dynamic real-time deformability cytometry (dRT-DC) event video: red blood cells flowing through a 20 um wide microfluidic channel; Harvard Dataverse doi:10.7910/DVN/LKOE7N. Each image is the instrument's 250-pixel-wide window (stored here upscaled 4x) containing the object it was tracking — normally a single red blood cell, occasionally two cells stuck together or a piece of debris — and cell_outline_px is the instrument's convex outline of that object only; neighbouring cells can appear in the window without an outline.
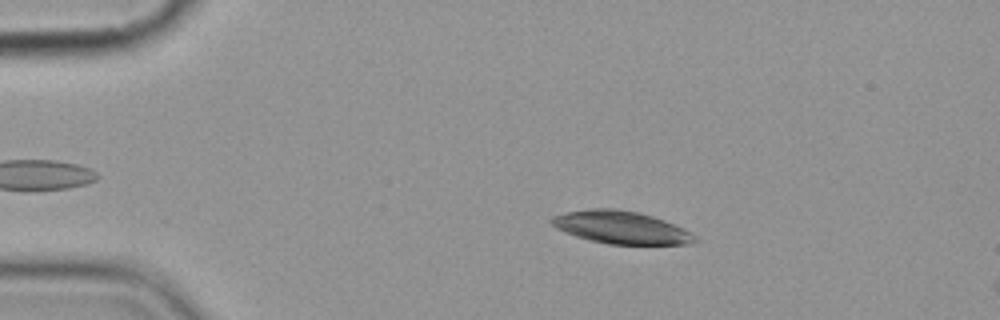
{"species": "common noctule bat (a hibernating species)", "species_latin": "Nyctalus noctula", "temperature_condition": "cold", "stored_images_in_passage": 4, "camera_frame_rate_fps": 3000, "um_per_image_px": 0.085, "animal": {"sex": "female", "body_mass_g": 19.9}, "frame": {"image": 1, "passage_image": 2, "time_ms": 1.333, "image_size_px": [1000, 320], "cell_outline_px": [[700, 240], [688, 244], [608, 244], [588, 240], [564, 232], [556, 228], [548, 220], [552, 216], [568, 212], [588, 208], [616, 208], [640, 212], [664, 220], [684, 228], [696, 236]], "centroid_in_image_um": [52.78, 19.32], "position_along_channel_um": 32.2, "area_um2": 27.46}}